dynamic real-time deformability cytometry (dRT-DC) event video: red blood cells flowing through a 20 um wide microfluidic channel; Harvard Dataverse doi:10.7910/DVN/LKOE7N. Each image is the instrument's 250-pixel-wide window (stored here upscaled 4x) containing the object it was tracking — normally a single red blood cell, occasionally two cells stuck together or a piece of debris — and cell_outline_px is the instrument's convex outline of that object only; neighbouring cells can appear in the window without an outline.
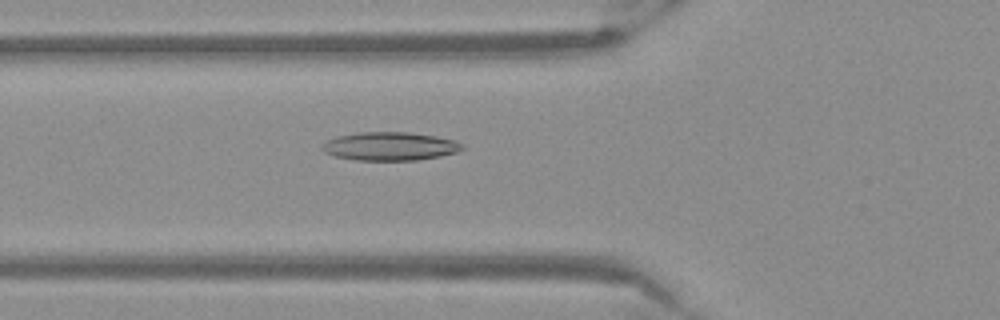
{"species": "Egyptian fruit bat (a non-hibernating species)", "species_latin": "Rousettus aegyptiacus", "temperature_condition": "warm", "stored_images_in_passage": 37, "camera_frame_rate_fps": 3000, "um_per_image_px": 0.085, "frame": {"image": 1, "passage_image": 4, "time_ms": 1.0, "image_size_px": [1000, 320], "cell_outline_px": [[464, 148], [456, 152], [440, 156], [416, 160], [356, 160], [336, 156], [324, 152], [320, 148], [328, 140], [336, 136], [360, 132], [408, 132], [436, 136], [452, 140], [464, 144]], "centroid_in_image_um": [33.14, 12.43], "position_along_channel_um": 92.7, "area_um2": 23.06}}
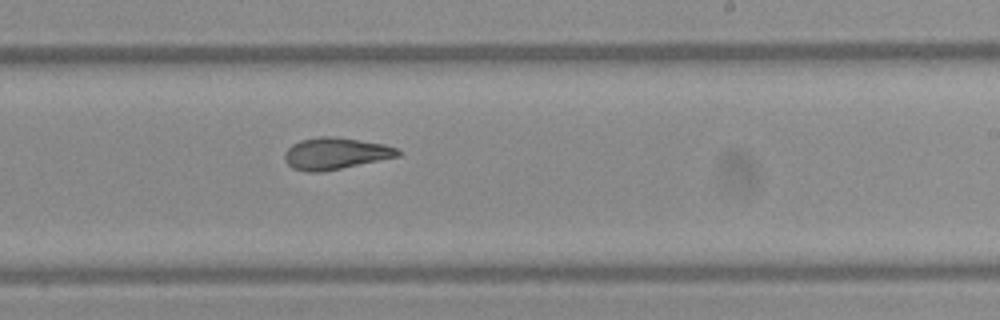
{"frame": {"image": 2, "passage_image": 17, "time_ms": 5.333, "image_size_px": [1000, 320], "cell_outline_px": [[400, 156], [320, 172], [308, 172], [292, 168], [284, 160], [284, 152], [292, 144], [300, 140], [320, 136], [328, 136], [384, 144], [396, 148], [400, 152]], "centroid_in_image_um": [28.46, 13.05], "position_along_channel_um": 260.5, "area_um2": 20.63}}
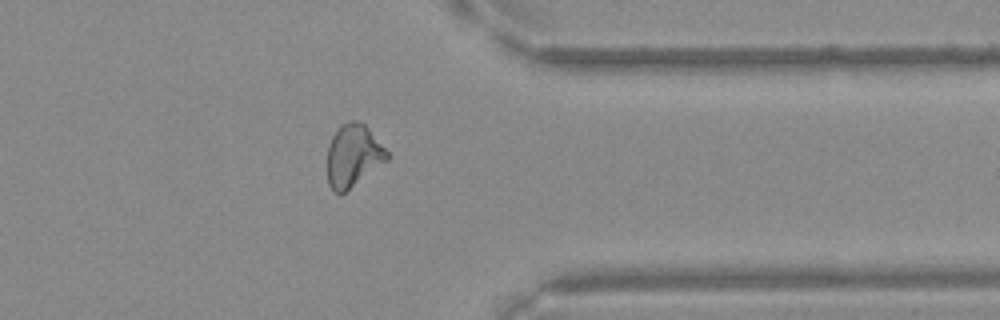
{"frame": {"image": 3, "passage_image": 27, "time_ms": 8.667, "image_size_px": [1000, 320], "cell_outline_px": [[388, 160], [344, 192], [336, 192], [328, 184], [328, 144], [332, 136], [340, 124], [348, 120], [360, 120], [368, 128], [388, 152]], "centroid_in_image_um": [30.01, 13.18], "position_along_channel_um": 381.4, "area_um2": 21.5}}